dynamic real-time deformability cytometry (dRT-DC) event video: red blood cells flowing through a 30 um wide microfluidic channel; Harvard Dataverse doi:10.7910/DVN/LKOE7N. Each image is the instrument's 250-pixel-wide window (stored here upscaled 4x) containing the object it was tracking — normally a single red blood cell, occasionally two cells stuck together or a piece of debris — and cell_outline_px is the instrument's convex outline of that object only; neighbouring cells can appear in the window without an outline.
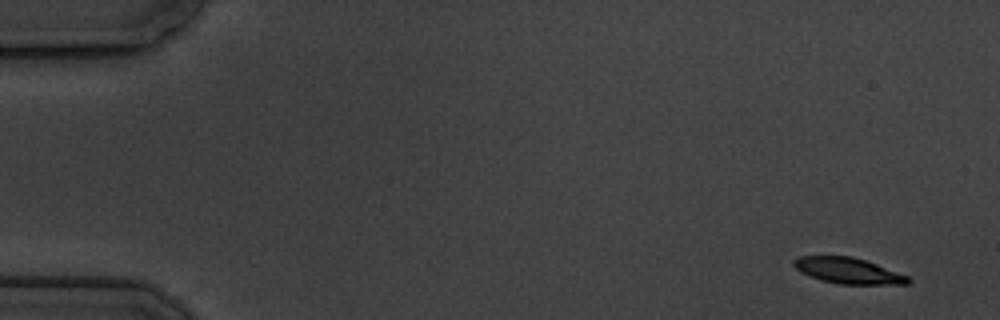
{"species": "common noctule bat (a hibernating species)", "species_latin": "Nyctalus noctula", "temperature_condition": "cold", "stored_images_in_passage": 5, "camera_frame_rate_fps": 3000, "um_per_image_px": 0.085, "animal": {"sex": "male", "body_mass_g": 19.5, "forearm_length_mm": 54.6}, "frame": {"image": 1, "passage_image": 1, "time_ms": 0.0, "image_size_px": [1000, 320], "cell_outline_px": [[912, 280], [908, 284], [840, 284], [820, 280], [800, 272], [792, 264], [792, 260], [800, 256], [852, 256], [876, 264], [908, 276]], "centroid_in_image_um": [72.06, 23.01], "position_along_channel_um": 12.9, "area_um2": 17.17}}
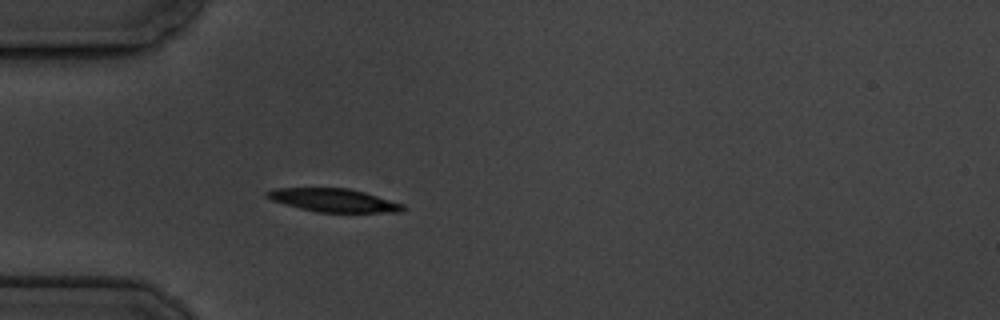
{"frame": {"image": 2, "passage_image": 5, "time_ms": 4.667, "image_size_px": [1000, 320], "cell_outline_px": [[408, 208], [404, 212], [316, 212], [300, 208], [272, 200], [264, 196], [264, 192], [272, 188], [348, 188], [364, 192], [404, 204]], "centroid_in_image_um": [28.37, 17.02], "position_along_channel_um": 56.6, "area_um2": 18.5}}